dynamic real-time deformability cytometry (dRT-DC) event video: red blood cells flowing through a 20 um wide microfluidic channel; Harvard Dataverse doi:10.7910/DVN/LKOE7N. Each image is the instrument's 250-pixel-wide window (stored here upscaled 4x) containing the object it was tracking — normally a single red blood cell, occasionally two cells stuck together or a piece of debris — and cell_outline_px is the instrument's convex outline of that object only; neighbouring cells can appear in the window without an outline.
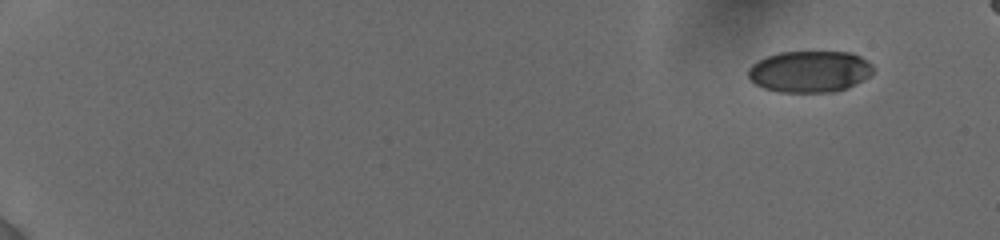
{"species": "human", "species_latin": "Homo sapiens", "temperature_condition": "cold", "stored_images_in_passage": 35, "segment_of_instrument_passage": [1, 2], "camera_frame_rate_fps": 3000, "um_per_image_px": 0.085, "donor": {"sex": "female"}, "frame": {"image": 1, "passage_image": 1, "time_ms": 0.0, "image_size_px": [1000, 240], "cell_outline_px": [[872, 72], [868, 76], [848, 88], [836, 92], [780, 92], [764, 88], [756, 84], [748, 76], [748, 68], [752, 64], [768, 56], [780, 52], [852, 52], [868, 60], [872, 64]], "centroid_in_image_um": [68.84, 6.08], "position_along_channel_um": 16.2, "area_um2": 30.17}}
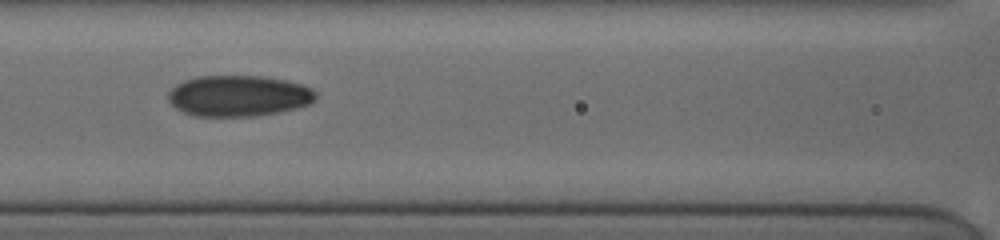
{"frame": {"image": 2, "passage_image": 16, "time_ms": 8.0, "image_size_px": [1000, 240], "cell_outline_px": [[316, 96], [308, 104], [296, 108], [280, 112], [256, 116], [192, 116], [176, 108], [168, 100], [168, 92], [176, 84], [184, 80], [196, 76], [260, 76], [284, 80], [300, 84], [312, 88], [316, 92]], "centroid_in_image_um": [20.24, 8.15], "position_along_channel_um": 146.4, "area_um2": 35.26}}
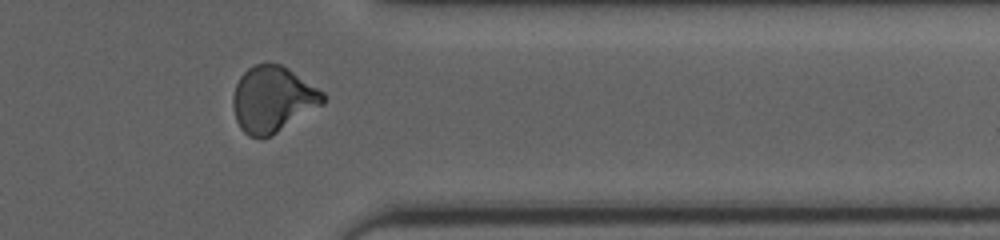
{"frame": {"image": 3, "passage_image": 29, "time_ms": 14.333, "image_size_px": [1000, 240], "cell_outline_px": [[324, 104], [276, 132], [260, 140], [248, 136], [240, 128], [236, 120], [232, 104], [232, 96], [236, 84], [240, 76], [248, 68], [256, 64], [280, 64], [288, 68], [324, 92]], "centroid_in_image_um": [23.15, 8.45], "position_along_channel_um": 388.2, "area_um2": 34.45}}